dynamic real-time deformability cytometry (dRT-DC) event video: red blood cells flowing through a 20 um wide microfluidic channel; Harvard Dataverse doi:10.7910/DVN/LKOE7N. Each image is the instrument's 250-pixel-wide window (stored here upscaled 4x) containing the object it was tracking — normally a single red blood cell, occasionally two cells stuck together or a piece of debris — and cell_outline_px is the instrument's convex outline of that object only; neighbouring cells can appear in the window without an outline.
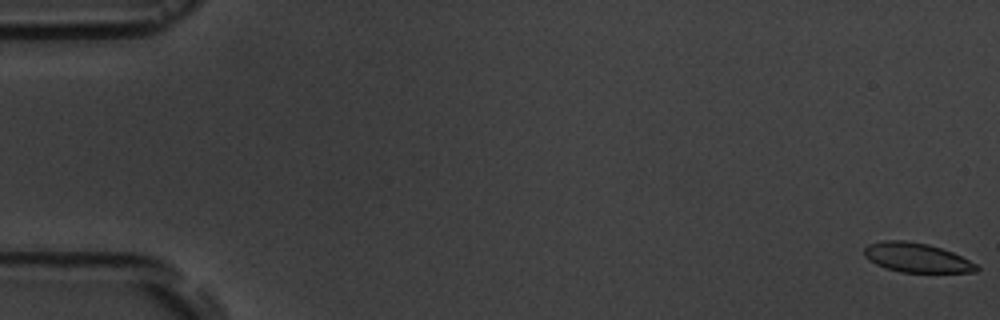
{"species": "common noctule bat (a hibernating species)", "species_latin": "Nyctalus noctula", "temperature_condition": "room temperature", "stored_images_in_passage": 6, "segment_of_instrument_passage": [2, 2], "camera_frame_rate_fps": 3000, "um_per_image_px": 0.085, "animal": {"sex": "male", "body_mass_g": 19.5, "forearm_length_mm": 54.6}, "frame": {"image": 1, "passage_image": 6, "time_ms": 5.667, "image_size_px": [1000, 320], "cell_outline_px": [[980, 268], [976, 272], [900, 272], [884, 268], [868, 260], [864, 256], [864, 248], [868, 244], [884, 240], [904, 240], [928, 244], [952, 252], [976, 264]], "centroid_in_image_um": [77.87, 21.9], "position_along_channel_um": 7.1, "area_um2": 19.19}}